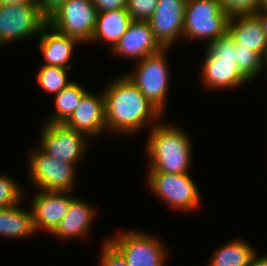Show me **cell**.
<instances>
[{
    "label": "cell",
    "mask_w": 267,
    "mask_h": 266,
    "mask_svg": "<svg viewBox=\"0 0 267 266\" xmlns=\"http://www.w3.org/2000/svg\"><path fill=\"white\" fill-rule=\"evenodd\" d=\"M123 75L111 80L103 89L105 122L111 134L130 136L146 125L151 124L152 128L163 114L126 77V73Z\"/></svg>",
    "instance_id": "1"
},
{
    "label": "cell",
    "mask_w": 267,
    "mask_h": 266,
    "mask_svg": "<svg viewBox=\"0 0 267 266\" xmlns=\"http://www.w3.org/2000/svg\"><path fill=\"white\" fill-rule=\"evenodd\" d=\"M191 137L177 125L159 121L149 130L146 153L148 172L190 173L193 147Z\"/></svg>",
    "instance_id": "2"
},
{
    "label": "cell",
    "mask_w": 267,
    "mask_h": 266,
    "mask_svg": "<svg viewBox=\"0 0 267 266\" xmlns=\"http://www.w3.org/2000/svg\"><path fill=\"white\" fill-rule=\"evenodd\" d=\"M205 47V58L200 70L205 88L232 90L250 82L238 68L236 45L228 31Z\"/></svg>",
    "instance_id": "3"
},
{
    "label": "cell",
    "mask_w": 267,
    "mask_h": 266,
    "mask_svg": "<svg viewBox=\"0 0 267 266\" xmlns=\"http://www.w3.org/2000/svg\"><path fill=\"white\" fill-rule=\"evenodd\" d=\"M170 48H163L158 53L146 56L137 62L136 70L126 77L147 97L161 113L165 112L168 90L170 88V66L167 53ZM167 52V53H166Z\"/></svg>",
    "instance_id": "4"
},
{
    "label": "cell",
    "mask_w": 267,
    "mask_h": 266,
    "mask_svg": "<svg viewBox=\"0 0 267 266\" xmlns=\"http://www.w3.org/2000/svg\"><path fill=\"white\" fill-rule=\"evenodd\" d=\"M229 16L218 0H187L183 38L207 40V45L228 31Z\"/></svg>",
    "instance_id": "5"
},
{
    "label": "cell",
    "mask_w": 267,
    "mask_h": 266,
    "mask_svg": "<svg viewBox=\"0 0 267 266\" xmlns=\"http://www.w3.org/2000/svg\"><path fill=\"white\" fill-rule=\"evenodd\" d=\"M147 185L169 207L195 211L201 207V194L190 173L146 172Z\"/></svg>",
    "instance_id": "6"
},
{
    "label": "cell",
    "mask_w": 267,
    "mask_h": 266,
    "mask_svg": "<svg viewBox=\"0 0 267 266\" xmlns=\"http://www.w3.org/2000/svg\"><path fill=\"white\" fill-rule=\"evenodd\" d=\"M29 156L28 178L38 190L73 192L76 165L48 155L39 146Z\"/></svg>",
    "instance_id": "7"
},
{
    "label": "cell",
    "mask_w": 267,
    "mask_h": 266,
    "mask_svg": "<svg viewBox=\"0 0 267 266\" xmlns=\"http://www.w3.org/2000/svg\"><path fill=\"white\" fill-rule=\"evenodd\" d=\"M107 241L123 256L128 266H165V245L147 232L123 230Z\"/></svg>",
    "instance_id": "8"
},
{
    "label": "cell",
    "mask_w": 267,
    "mask_h": 266,
    "mask_svg": "<svg viewBox=\"0 0 267 266\" xmlns=\"http://www.w3.org/2000/svg\"><path fill=\"white\" fill-rule=\"evenodd\" d=\"M47 18L35 4H0V47L38 37ZM38 35V36H37Z\"/></svg>",
    "instance_id": "9"
},
{
    "label": "cell",
    "mask_w": 267,
    "mask_h": 266,
    "mask_svg": "<svg viewBox=\"0 0 267 266\" xmlns=\"http://www.w3.org/2000/svg\"><path fill=\"white\" fill-rule=\"evenodd\" d=\"M97 15L91 0H66L47 18V23L58 32L87 44L92 39Z\"/></svg>",
    "instance_id": "10"
},
{
    "label": "cell",
    "mask_w": 267,
    "mask_h": 266,
    "mask_svg": "<svg viewBox=\"0 0 267 266\" xmlns=\"http://www.w3.org/2000/svg\"><path fill=\"white\" fill-rule=\"evenodd\" d=\"M39 137L38 145L45 153L76 166L84 159L90 141L84 134L62 123H44Z\"/></svg>",
    "instance_id": "11"
},
{
    "label": "cell",
    "mask_w": 267,
    "mask_h": 266,
    "mask_svg": "<svg viewBox=\"0 0 267 266\" xmlns=\"http://www.w3.org/2000/svg\"><path fill=\"white\" fill-rule=\"evenodd\" d=\"M186 3L187 0H158L148 22L163 48H172L176 40L183 37Z\"/></svg>",
    "instance_id": "12"
},
{
    "label": "cell",
    "mask_w": 267,
    "mask_h": 266,
    "mask_svg": "<svg viewBox=\"0 0 267 266\" xmlns=\"http://www.w3.org/2000/svg\"><path fill=\"white\" fill-rule=\"evenodd\" d=\"M36 191L30 205L35 232L43 229L51 234L68 212L71 201L76 196L67 191Z\"/></svg>",
    "instance_id": "13"
},
{
    "label": "cell",
    "mask_w": 267,
    "mask_h": 266,
    "mask_svg": "<svg viewBox=\"0 0 267 266\" xmlns=\"http://www.w3.org/2000/svg\"><path fill=\"white\" fill-rule=\"evenodd\" d=\"M162 49L163 47L156 40L148 21L132 20L124 35L110 52H112L113 56L117 55L118 58H130L138 62L146 56L158 53Z\"/></svg>",
    "instance_id": "14"
},
{
    "label": "cell",
    "mask_w": 267,
    "mask_h": 266,
    "mask_svg": "<svg viewBox=\"0 0 267 266\" xmlns=\"http://www.w3.org/2000/svg\"><path fill=\"white\" fill-rule=\"evenodd\" d=\"M63 124L84 134L89 139L103 134L105 130L107 131L103 91L98 94L88 91Z\"/></svg>",
    "instance_id": "15"
},
{
    "label": "cell",
    "mask_w": 267,
    "mask_h": 266,
    "mask_svg": "<svg viewBox=\"0 0 267 266\" xmlns=\"http://www.w3.org/2000/svg\"><path fill=\"white\" fill-rule=\"evenodd\" d=\"M96 209L88 201L75 197L68 212L51 233L59 240L87 237L95 220Z\"/></svg>",
    "instance_id": "16"
},
{
    "label": "cell",
    "mask_w": 267,
    "mask_h": 266,
    "mask_svg": "<svg viewBox=\"0 0 267 266\" xmlns=\"http://www.w3.org/2000/svg\"><path fill=\"white\" fill-rule=\"evenodd\" d=\"M80 43L76 38L60 33L46 23L42 27L38 39V48L41 50L45 60V64L42 65L71 69L70 60L74 48Z\"/></svg>",
    "instance_id": "17"
},
{
    "label": "cell",
    "mask_w": 267,
    "mask_h": 266,
    "mask_svg": "<svg viewBox=\"0 0 267 266\" xmlns=\"http://www.w3.org/2000/svg\"><path fill=\"white\" fill-rule=\"evenodd\" d=\"M228 32L235 45L249 48L267 58V40L258 18L252 15H240L229 18Z\"/></svg>",
    "instance_id": "18"
},
{
    "label": "cell",
    "mask_w": 267,
    "mask_h": 266,
    "mask_svg": "<svg viewBox=\"0 0 267 266\" xmlns=\"http://www.w3.org/2000/svg\"><path fill=\"white\" fill-rule=\"evenodd\" d=\"M131 21L126 9L99 12L90 44L93 41L98 44L102 41L103 44L107 43L111 50L124 35Z\"/></svg>",
    "instance_id": "19"
},
{
    "label": "cell",
    "mask_w": 267,
    "mask_h": 266,
    "mask_svg": "<svg viewBox=\"0 0 267 266\" xmlns=\"http://www.w3.org/2000/svg\"><path fill=\"white\" fill-rule=\"evenodd\" d=\"M20 205L0 209V236L18 240L35 235L32 211Z\"/></svg>",
    "instance_id": "20"
},
{
    "label": "cell",
    "mask_w": 267,
    "mask_h": 266,
    "mask_svg": "<svg viewBox=\"0 0 267 266\" xmlns=\"http://www.w3.org/2000/svg\"><path fill=\"white\" fill-rule=\"evenodd\" d=\"M220 246L213 252L208 266H249L253 255L257 252L252 245L241 238Z\"/></svg>",
    "instance_id": "21"
},
{
    "label": "cell",
    "mask_w": 267,
    "mask_h": 266,
    "mask_svg": "<svg viewBox=\"0 0 267 266\" xmlns=\"http://www.w3.org/2000/svg\"><path fill=\"white\" fill-rule=\"evenodd\" d=\"M88 92L76 81H72L66 88L53 96L54 114L45 123H64L79 105L81 98Z\"/></svg>",
    "instance_id": "22"
},
{
    "label": "cell",
    "mask_w": 267,
    "mask_h": 266,
    "mask_svg": "<svg viewBox=\"0 0 267 266\" xmlns=\"http://www.w3.org/2000/svg\"><path fill=\"white\" fill-rule=\"evenodd\" d=\"M70 69L59 66L42 65L37 73V82L48 93L54 95L66 88L72 81L68 80Z\"/></svg>",
    "instance_id": "23"
},
{
    "label": "cell",
    "mask_w": 267,
    "mask_h": 266,
    "mask_svg": "<svg viewBox=\"0 0 267 266\" xmlns=\"http://www.w3.org/2000/svg\"><path fill=\"white\" fill-rule=\"evenodd\" d=\"M236 63L250 82L255 80L265 67V59L259 53L241 45H236Z\"/></svg>",
    "instance_id": "24"
},
{
    "label": "cell",
    "mask_w": 267,
    "mask_h": 266,
    "mask_svg": "<svg viewBox=\"0 0 267 266\" xmlns=\"http://www.w3.org/2000/svg\"><path fill=\"white\" fill-rule=\"evenodd\" d=\"M25 192L14 178L0 174V209L21 204Z\"/></svg>",
    "instance_id": "25"
},
{
    "label": "cell",
    "mask_w": 267,
    "mask_h": 266,
    "mask_svg": "<svg viewBox=\"0 0 267 266\" xmlns=\"http://www.w3.org/2000/svg\"><path fill=\"white\" fill-rule=\"evenodd\" d=\"M229 17L252 15L260 8L259 0H218Z\"/></svg>",
    "instance_id": "26"
},
{
    "label": "cell",
    "mask_w": 267,
    "mask_h": 266,
    "mask_svg": "<svg viewBox=\"0 0 267 266\" xmlns=\"http://www.w3.org/2000/svg\"><path fill=\"white\" fill-rule=\"evenodd\" d=\"M158 0H127L126 11L134 21H148L155 12Z\"/></svg>",
    "instance_id": "27"
},
{
    "label": "cell",
    "mask_w": 267,
    "mask_h": 266,
    "mask_svg": "<svg viewBox=\"0 0 267 266\" xmlns=\"http://www.w3.org/2000/svg\"><path fill=\"white\" fill-rule=\"evenodd\" d=\"M101 248L99 266H128L123 256L107 241V238L103 240Z\"/></svg>",
    "instance_id": "28"
},
{
    "label": "cell",
    "mask_w": 267,
    "mask_h": 266,
    "mask_svg": "<svg viewBox=\"0 0 267 266\" xmlns=\"http://www.w3.org/2000/svg\"><path fill=\"white\" fill-rule=\"evenodd\" d=\"M126 1L127 0H91L98 13L126 9Z\"/></svg>",
    "instance_id": "29"
},
{
    "label": "cell",
    "mask_w": 267,
    "mask_h": 266,
    "mask_svg": "<svg viewBox=\"0 0 267 266\" xmlns=\"http://www.w3.org/2000/svg\"><path fill=\"white\" fill-rule=\"evenodd\" d=\"M40 12L48 18L54 13L66 0H37Z\"/></svg>",
    "instance_id": "30"
},
{
    "label": "cell",
    "mask_w": 267,
    "mask_h": 266,
    "mask_svg": "<svg viewBox=\"0 0 267 266\" xmlns=\"http://www.w3.org/2000/svg\"><path fill=\"white\" fill-rule=\"evenodd\" d=\"M254 15L258 18L267 40V5L261 6Z\"/></svg>",
    "instance_id": "31"
},
{
    "label": "cell",
    "mask_w": 267,
    "mask_h": 266,
    "mask_svg": "<svg viewBox=\"0 0 267 266\" xmlns=\"http://www.w3.org/2000/svg\"><path fill=\"white\" fill-rule=\"evenodd\" d=\"M249 266H267V254L259 256L256 252L252 257Z\"/></svg>",
    "instance_id": "32"
},
{
    "label": "cell",
    "mask_w": 267,
    "mask_h": 266,
    "mask_svg": "<svg viewBox=\"0 0 267 266\" xmlns=\"http://www.w3.org/2000/svg\"><path fill=\"white\" fill-rule=\"evenodd\" d=\"M35 4L38 5L37 0H0V4Z\"/></svg>",
    "instance_id": "33"
},
{
    "label": "cell",
    "mask_w": 267,
    "mask_h": 266,
    "mask_svg": "<svg viewBox=\"0 0 267 266\" xmlns=\"http://www.w3.org/2000/svg\"><path fill=\"white\" fill-rule=\"evenodd\" d=\"M259 2H260V7L267 5V0H259Z\"/></svg>",
    "instance_id": "34"
},
{
    "label": "cell",
    "mask_w": 267,
    "mask_h": 266,
    "mask_svg": "<svg viewBox=\"0 0 267 266\" xmlns=\"http://www.w3.org/2000/svg\"><path fill=\"white\" fill-rule=\"evenodd\" d=\"M265 68H266V71H267V58L265 60ZM267 73V72H266Z\"/></svg>",
    "instance_id": "35"
}]
</instances>
